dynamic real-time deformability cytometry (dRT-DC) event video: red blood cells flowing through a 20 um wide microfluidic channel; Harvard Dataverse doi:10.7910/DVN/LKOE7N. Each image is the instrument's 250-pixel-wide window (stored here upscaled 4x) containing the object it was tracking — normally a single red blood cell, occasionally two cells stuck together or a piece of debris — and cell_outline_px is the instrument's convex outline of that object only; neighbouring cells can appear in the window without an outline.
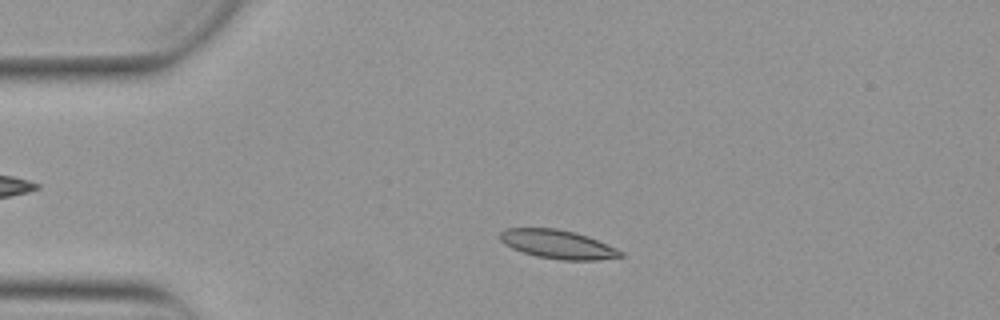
{"species": "Egyptian fruit bat (a non-hibernating species)", "species_latin": "Rousettus aegyptiacus", "temperature_condition": "warm", "stored_images_in_passage": 50, "camera_frame_rate_fps": 3000, "um_per_image_px": 0.085, "animal": {"sex": "female"}, "frame": {"image": 1, "passage_image": 9, "time_ms": 2.667, "image_size_px": [1000, 320], "cell_outline_px": [[624, 256], [596, 260], [560, 260], [536, 256], [512, 248], [504, 244], [500, 240], [500, 232], [504, 228], [556, 228], [576, 232], [588, 236], [616, 248], [624, 252]], "centroid_in_image_um": [47.41, 20.76], "position_along_channel_um": 37.6, "area_um2": 20.23}}
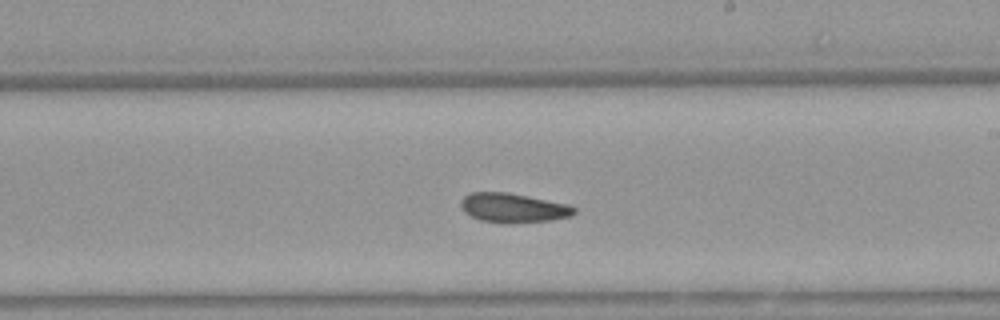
{"frame": {"image": 2, "passage_image": 28, "time_ms": 9.0, "image_size_px": [1000, 320], "cell_outline_px": [[576, 212], [572, 216], [548, 220], [512, 224], [504, 224], [480, 220], [464, 212], [460, 204], [460, 200], [468, 192], [508, 192], [568, 204], [576, 208]], "centroid_in_image_um": [43.6, 17.67], "position_along_channel_um": 245.4, "area_um2": 19.59}}
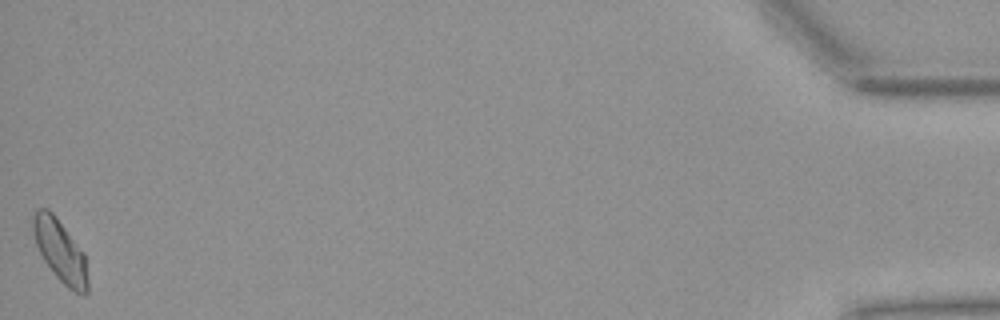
{"frame": {"image": 3, "passage_image": 50, "time_ms": 16.333, "image_size_px": [1000, 320], "cell_outline_px": [[88, 292], [84, 296], [68, 288], [52, 272], [44, 260], [36, 244], [32, 228], [32, 216], [40, 208], [48, 208], [56, 216], [84, 252], [88, 280]], "centroid_in_image_um": [5.13, 21.33], "position_along_channel_um": 430.1, "area_um2": 19.83}, "authors_computed_cell_mechanics": {"area_um2": 19.4786, "velocity_mm_per_s": 3.8534, "shape_relaxation_time_tau1_ms": null, "shape_relaxation_time_tau2_ms": 4.162, "deformation_change_tau1": null, "deformation_change_tau2": 0.0942}}